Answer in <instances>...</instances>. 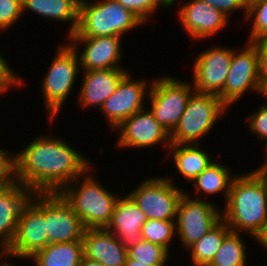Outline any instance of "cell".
Returning a JSON list of instances; mask_svg holds the SVG:
<instances>
[{
	"instance_id": "cell-1",
	"label": "cell",
	"mask_w": 267,
	"mask_h": 266,
	"mask_svg": "<svg viewBox=\"0 0 267 266\" xmlns=\"http://www.w3.org/2000/svg\"><path fill=\"white\" fill-rule=\"evenodd\" d=\"M58 136L39 135L14 152L15 180L36 193L60 192L93 164Z\"/></svg>"
},
{
	"instance_id": "cell-2",
	"label": "cell",
	"mask_w": 267,
	"mask_h": 266,
	"mask_svg": "<svg viewBox=\"0 0 267 266\" xmlns=\"http://www.w3.org/2000/svg\"><path fill=\"white\" fill-rule=\"evenodd\" d=\"M223 208L222 220L231 231L248 233L254 239L267 219V187L263 179L254 170L237 174Z\"/></svg>"
},
{
	"instance_id": "cell-3",
	"label": "cell",
	"mask_w": 267,
	"mask_h": 266,
	"mask_svg": "<svg viewBox=\"0 0 267 266\" xmlns=\"http://www.w3.org/2000/svg\"><path fill=\"white\" fill-rule=\"evenodd\" d=\"M94 165L59 193L72 206L85 229L107 228L120 194L110 192L93 176ZM79 185V186H78Z\"/></svg>"
},
{
	"instance_id": "cell-4",
	"label": "cell",
	"mask_w": 267,
	"mask_h": 266,
	"mask_svg": "<svg viewBox=\"0 0 267 266\" xmlns=\"http://www.w3.org/2000/svg\"><path fill=\"white\" fill-rule=\"evenodd\" d=\"M145 24L116 0H80L77 30L67 38L121 36Z\"/></svg>"
},
{
	"instance_id": "cell-5",
	"label": "cell",
	"mask_w": 267,
	"mask_h": 266,
	"mask_svg": "<svg viewBox=\"0 0 267 266\" xmlns=\"http://www.w3.org/2000/svg\"><path fill=\"white\" fill-rule=\"evenodd\" d=\"M80 70L76 49L66 41L65 44H60L41 83L44 109L51 123L67 101Z\"/></svg>"
},
{
	"instance_id": "cell-6",
	"label": "cell",
	"mask_w": 267,
	"mask_h": 266,
	"mask_svg": "<svg viewBox=\"0 0 267 266\" xmlns=\"http://www.w3.org/2000/svg\"><path fill=\"white\" fill-rule=\"evenodd\" d=\"M214 94L193 92L178 125L170 134L172 144H199L229 110Z\"/></svg>"
},
{
	"instance_id": "cell-7",
	"label": "cell",
	"mask_w": 267,
	"mask_h": 266,
	"mask_svg": "<svg viewBox=\"0 0 267 266\" xmlns=\"http://www.w3.org/2000/svg\"><path fill=\"white\" fill-rule=\"evenodd\" d=\"M174 76H163L153 79L148 102L149 110L153 113L155 120L169 134L178 125L186 104L195 91L191 81L177 80Z\"/></svg>"
},
{
	"instance_id": "cell-8",
	"label": "cell",
	"mask_w": 267,
	"mask_h": 266,
	"mask_svg": "<svg viewBox=\"0 0 267 266\" xmlns=\"http://www.w3.org/2000/svg\"><path fill=\"white\" fill-rule=\"evenodd\" d=\"M173 177H149L127 194L148 219L175 221L179 201L185 193Z\"/></svg>"
},
{
	"instance_id": "cell-9",
	"label": "cell",
	"mask_w": 267,
	"mask_h": 266,
	"mask_svg": "<svg viewBox=\"0 0 267 266\" xmlns=\"http://www.w3.org/2000/svg\"><path fill=\"white\" fill-rule=\"evenodd\" d=\"M222 220V210L215 203L189 197H181L175 219L176 236L181 247L187 249L200 240Z\"/></svg>"
},
{
	"instance_id": "cell-10",
	"label": "cell",
	"mask_w": 267,
	"mask_h": 266,
	"mask_svg": "<svg viewBox=\"0 0 267 266\" xmlns=\"http://www.w3.org/2000/svg\"><path fill=\"white\" fill-rule=\"evenodd\" d=\"M49 244L44 219V193H36L19 217L16 235L7 249L10 258L29 260Z\"/></svg>"
},
{
	"instance_id": "cell-11",
	"label": "cell",
	"mask_w": 267,
	"mask_h": 266,
	"mask_svg": "<svg viewBox=\"0 0 267 266\" xmlns=\"http://www.w3.org/2000/svg\"><path fill=\"white\" fill-rule=\"evenodd\" d=\"M240 51L233 50V57L223 91L218 95L221 101L229 108L235 104L244 93L258 94L260 78L258 54L252 42H246Z\"/></svg>"
},
{
	"instance_id": "cell-12",
	"label": "cell",
	"mask_w": 267,
	"mask_h": 266,
	"mask_svg": "<svg viewBox=\"0 0 267 266\" xmlns=\"http://www.w3.org/2000/svg\"><path fill=\"white\" fill-rule=\"evenodd\" d=\"M152 82L153 80L144 78L133 79L130 72L120 81L116 91L100 108L110 130H115L125 119L146 108L145 100L149 95Z\"/></svg>"
},
{
	"instance_id": "cell-13",
	"label": "cell",
	"mask_w": 267,
	"mask_h": 266,
	"mask_svg": "<svg viewBox=\"0 0 267 266\" xmlns=\"http://www.w3.org/2000/svg\"><path fill=\"white\" fill-rule=\"evenodd\" d=\"M234 47L214 46L194 59L191 77L195 92L219 95L230 70Z\"/></svg>"
},
{
	"instance_id": "cell-14",
	"label": "cell",
	"mask_w": 267,
	"mask_h": 266,
	"mask_svg": "<svg viewBox=\"0 0 267 266\" xmlns=\"http://www.w3.org/2000/svg\"><path fill=\"white\" fill-rule=\"evenodd\" d=\"M115 132L120 134L116 144L121 149H146L162 144L167 152L171 144L170 134L155 120L149 108H144L125 119Z\"/></svg>"
},
{
	"instance_id": "cell-15",
	"label": "cell",
	"mask_w": 267,
	"mask_h": 266,
	"mask_svg": "<svg viewBox=\"0 0 267 266\" xmlns=\"http://www.w3.org/2000/svg\"><path fill=\"white\" fill-rule=\"evenodd\" d=\"M44 219L49 243L82 241L84 225L59 192L44 193Z\"/></svg>"
},
{
	"instance_id": "cell-16",
	"label": "cell",
	"mask_w": 267,
	"mask_h": 266,
	"mask_svg": "<svg viewBox=\"0 0 267 266\" xmlns=\"http://www.w3.org/2000/svg\"><path fill=\"white\" fill-rule=\"evenodd\" d=\"M122 38L121 36H100L68 38L67 41L78 53L82 72L98 69L124 68L123 65H120L123 56ZM82 46L84 49L81 52L78 50V47L81 48Z\"/></svg>"
},
{
	"instance_id": "cell-17",
	"label": "cell",
	"mask_w": 267,
	"mask_h": 266,
	"mask_svg": "<svg viewBox=\"0 0 267 266\" xmlns=\"http://www.w3.org/2000/svg\"><path fill=\"white\" fill-rule=\"evenodd\" d=\"M182 28L192 40H207L227 26L229 18L213 6L200 0H189L178 10Z\"/></svg>"
},
{
	"instance_id": "cell-18",
	"label": "cell",
	"mask_w": 267,
	"mask_h": 266,
	"mask_svg": "<svg viewBox=\"0 0 267 266\" xmlns=\"http://www.w3.org/2000/svg\"><path fill=\"white\" fill-rule=\"evenodd\" d=\"M36 192L27 185L13 182L0 187V246L8 249L14 240L19 217Z\"/></svg>"
},
{
	"instance_id": "cell-19",
	"label": "cell",
	"mask_w": 267,
	"mask_h": 266,
	"mask_svg": "<svg viewBox=\"0 0 267 266\" xmlns=\"http://www.w3.org/2000/svg\"><path fill=\"white\" fill-rule=\"evenodd\" d=\"M148 220L146 215L128 195L120 194L107 230L112 232L126 250L137 246L142 240V227Z\"/></svg>"
},
{
	"instance_id": "cell-20",
	"label": "cell",
	"mask_w": 267,
	"mask_h": 266,
	"mask_svg": "<svg viewBox=\"0 0 267 266\" xmlns=\"http://www.w3.org/2000/svg\"><path fill=\"white\" fill-rule=\"evenodd\" d=\"M82 83L77 98L81 108L100 110L103 103L116 91L120 81L129 73L125 68L98 69L82 72Z\"/></svg>"
},
{
	"instance_id": "cell-21",
	"label": "cell",
	"mask_w": 267,
	"mask_h": 266,
	"mask_svg": "<svg viewBox=\"0 0 267 266\" xmlns=\"http://www.w3.org/2000/svg\"><path fill=\"white\" fill-rule=\"evenodd\" d=\"M82 241L86 258L98 261L103 266H125L127 250L106 228L85 229Z\"/></svg>"
},
{
	"instance_id": "cell-22",
	"label": "cell",
	"mask_w": 267,
	"mask_h": 266,
	"mask_svg": "<svg viewBox=\"0 0 267 266\" xmlns=\"http://www.w3.org/2000/svg\"><path fill=\"white\" fill-rule=\"evenodd\" d=\"M199 144H170L167 155L174 161V167L178 174L188 183L200 175L210 164L212 158ZM170 155V156H169ZM210 155V156H209Z\"/></svg>"
},
{
	"instance_id": "cell-23",
	"label": "cell",
	"mask_w": 267,
	"mask_h": 266,
	"mask_svg": "<svg viewBox=\"0 0 267 266\" xmlns=\"http://www.w3.org/2000/svg\"><path fill=\"white\" fill-rule=\"evenodd\" d=\"M23 15L30 10L37 15L57 22H68L69 37L77 30L80 0H22Z\"/></svg>"
},
{
	"instance_id": "cell-24",
	"label": "cell",
	"mask_w": 267,
	"mask_h": 266,
	"mask_svg": "<svg viewBox=\"0 0 267 266\" xmlns=\"http://www.w3.org/2000/svg\"><path fill=\"white\" fill-rule=\"evenodd\" d=\"M236 175H232L229 166L213 161L191 184L195 189L196 197L191 196L190 192H185L189 197L199 200H206L207 196L221 194L227 202L232 180ZM199 195H198V194ZM202 193V195H201ZM203 197H201V196ZM206 195V196H205ZM205 196V197H204Z\"/></svg>"
},
{
	"instance_id": "cell-25",
	"label": "cell",
	"mask_w": 267,
	"mask_h": 266,
	"mask_svg": "<svg viewBox=\"0 0 267 266\" xmlns=\"http://www.w3.org/2000/svg\"><path fill=\"white\" fill-rule=\"evenodd\" d=\"M83 255V241L49 243L29 260L34 266H79Z\"/></svg>"
},
{
	"instance_id": "cell-26",
	"label": "cell",
	"mask_w": 267,
	"mask_h": 266,
	"mask_svg": "<svg viewBox=\"0 0 267 266\" xmlns=\"http://www.w3.org/2000/svg\"><path fill=\"white\" fill-rule=\"evenodd\" d=\"M230 232L231 229L221 220L200 240L190 246L187 250L191 256L192 266H208Z\"/></svg>"
},
{
	"instance_id": "cell-27",
	"label": "cell",
	"mask_w": 267,
	"mask_h": 266,
	"mask_svg": "<svg viewBox=\"0 0 267 266\" xmlns=\"http://www.w3.org/2000/svg\"><path fill=\"white\" fill-rule=\"evenodd\" d=\"M241 233L230 232L208 266H247L248 249Z\"/></svg>"
},
{
	"instance_id": "cell-28",
	"label": "cell",
	"mask_w": 267,
	"mask_h": 266,
	"mask_svg": "<svg viewBox=\"0 0 267 266\" xmlns=\"http://www.w3.org/2000/svg\"><path fill=\"white\" fill-rule=\"evenodd\" d=\"M142 238L166 248L171 253V243L176 237L175 221L148 219L142 227Z\"/></svg>"
},
{
	"instance_id": "cell-29",
	"label": "cell",
	"mask_w": 267,
	"mask_h": 266,
	"mask_svg": "<svg viewBox=\"0 0 267 266\" xmlns=\"http://www.w3.org/2000/svg\"><path fill=\"white\" fill-rule=\"evenodd\" d=\"M129 258L150 266H168L170 252L157 244L142 240L137 246L127 250ZM168 262V263H167Z\"/></svg>"
},
{
	"instance_id": "cell-30",
	"label": "cell",
	"mask_w": 267,
	"mask_h": 266,
	"mask_svg": "<svg viewBox=\"0 0 267 266\" xmlns=\"http://www.w3.org/2000/svg\"><path fill=\"white\" fill-rule=\"evenodd\" d=\"M251 23L248 42L267 37V0H259L248 6L245 22Z\"/></svg>"
},
{
	"instance_id": "cell-31",
	"label": "cell",
	"mask_w": 267,
	"mask_h": 266,
	"mask_svg": "<svg viewBox=\"0 0 267 266\" xmlns=\"http://www.w3.org/2000/svg\"><path fill=\"white\" fill-rule=\"evenodd\" d=\"M123 7L132 11L144 23L150 20L160 6L168 9L169 7L162 0H116Z\"/></svg>"
},
{
	"instance_id": "cell-32",
	"label": "cell",
	"mask_w": 267,
	"mask_h": 266,
	"mask_svg": "<svg viewBox=\"0 0 267 266\" xmlns=\"http://www.w3.org/2000/svg\"><path fill=\"white\" fill-rule=\"evenodd\" d=\"M22 15V0H0V31L12 28Z\"/></svg>"
},
{
	"instance_id": "cell-33",
	"label": "cell",
	"mask_w": 267,
	"mask_h": 266,
	"mask_svg": "<svg viewBox=\"0 0 267 266\" xmlns=\"http://www.w3.org/2000/svg\"><path fill=\"white\" fill-rule=\"evenodd\" d=\"M248 128L254 135L257 136L259 142L267 140V104L265 103L257 108V111L254 110L248 117ZM267 145V143H266ZM267 147V146H266Z\"/></svg>"
},
{
	"instance_id": "cell-34",
	"label": "cell",
	"mask_w": 267,
	"mask_h": 266,
	"mask_svg": "<svg viewBox=\"0 0 267 266\" xmlns=\"http://www.w3.org/2000/svg\"><path fill=\"white\" fill-rule=\"evenodd\" d=\"M6 61V58L0 53V96L7 93L12 87H22L25 83L24 78L17 74Z\"/></svg>"
},
{
	"instance_id": "cell-35",
	"label": "cell",
	"mask_w": 267,
	"mask_h": 266,
	"mask_svg": "<svg viewBox=\"0 0 267 266\" xmlns=\"http://www.w3.org/2000/svg\"><path fill=\"white\" fill-rule=\"evenodd\" d=\"M14 152L0 148V187L15 182Z\"/></svg>"
},
{
	"instance_id": "cell-36",
	"label": "cell",
	"mask_w": 267,
	"mask_h": 266,
	"mask_svg": "<svg viewBox=\"0 0 267 266\" xmlns=\"http://www.w3.org/2000/svg\"><path fill=\"white\" fill-rule=\"evenodd\" d=\"M200 1H203L206 4L215 7L228 18L230 17L229 15L232 14L233 12L242 10V12H244L243 14H245L244 19L246 20L248 7L245 4L244 0H200Z\"/></svg>"
},
{
	"instance_id": "cell-37",
	"label": "cell",
	"mask_w": 267,
	"mask_h": 266,
	"mask_svg": "<svg viewBox=\"0 0 267 266\" xmlns=\"http://www.w3.org/2000/svg\"><path fill=\"white\" fill-rule=\"evenodd\" d=\"M258 54L259 78L267 79V37L252 42Z\"/></svg>"
},
{
	"instance_id": "cell-38",
	"label": "cell",
	"mask_w": 267,
	"mask_h": 266,
	"mask_svg": "<svg viewBox=\"0 0 267 266\" xmlns=\"http://www.w3.org/2000/svg\"><path fill=\"white\" fill-rule=\"evenodd\" d=\"M258 245L261 246V248L267 249V219L264 222V225L261 229V231L256 235L254 238Z\"/></svg>"
},
{
	"instance_id": "cell-39",
	"label": "cell",
	"mask_w": 267,
	"mask_h": 266,
	"mask_svg": "<svg viewBox=\"0 0 267 266\" xmlns=\"http://www.w3.org/2000/svg\"><path fill=\"white\" fill-rule=\"evenodd\" d=\"M265 152L267 153V148ZM265 156L267 157V154ZM254 171L263 179L267 187V158H265L263 164L255 168Z\"/></svg>"
},
{
	"instance_id": "cell-40",
	"label": "cell",
	"mask_w": 267,
	"mask_h": 266,
	"mask_svg": "<svg viewBox=\"0 0 267 266\" xmlns=\"http://www.w3.org/2000/svg\"><path fill=\"white\" fill-rule=\"evenodd\" d=\"M9 260L11 259H9L7 249L0 246V261H2V263H0V266H12L13 263H9Z\"/></svg>"
},
{
	"instance_id": "cell-41",
	"label": "cell",
	"mask_w": 267,
	"mask_h": 266,
	"mask_svg": "<svg viewBox=\"0 0 267 266\" xmlns=\"http://www.w3.org/2000/svg\"><path fill=\"white\" fill-rule=\"evenodd\" d=\"M257 95L262 97L264 96V99L267 101V79H260L259 91Z\"/></svg>"
},
{
	"instance_id": "cell-42",
	"label": "cell",
	"mask_w": 267,
	"mask_h": 266,
	"mask_svg": "<svg viewBox=\"0 0 267 266\" xmlns=\"http://www.w3.org/2000/svg\"><path fill=\"white\" fill-rule=\"evenodd\" d=\"M79 266H103L100 262L86 258L84 255Z\"/></svg>"
},
{
	"instance_id": "cell-43",
	"label": "cell",
	"mask_w": 267,
	"mask_h": 266,
	"mask_svg": "<svg viewBox=\"0 0 267 266\" xmlns=\"http://www.w3.org/2000/svg\"><path fill=\"white\" fill-rule=\"evenodd\" d=\"M125 266H150V265H144L143 263H140L135 259L129 258L127 256Z\"/></svg>"
},
{
	"instance_id": "cell-44",
	"label": "cell",
	"mask_w": 267,
	"mask_h": 266,
	"mask_svg": "<svg viewBox=\"0 0 267 266\" xmlns=\"http://www.w3.org/2000/svg\"><path fill=\"white\" fill-rule=\"evenodd\" d=\"M162 1L169 7V9H171L172 5H175V3L178 0H162Z\"/></svg>"
},
{
	"instance_id": "cell-45",
	"label": "cell",
	"mask_w": 267,
	"mask_h": 266,
	"mask_svg": "<svg viewBox=\"0 0 267 266\" xmlns=\"http://www.w3.org/2000/svg\"><path fill=\"white\" fill-rule=\"evenodd\" d=\"M245 1V4L248 6H250L252 3L256 2V1H259V0H244Z\"/></svg>"
}]
</instances>
